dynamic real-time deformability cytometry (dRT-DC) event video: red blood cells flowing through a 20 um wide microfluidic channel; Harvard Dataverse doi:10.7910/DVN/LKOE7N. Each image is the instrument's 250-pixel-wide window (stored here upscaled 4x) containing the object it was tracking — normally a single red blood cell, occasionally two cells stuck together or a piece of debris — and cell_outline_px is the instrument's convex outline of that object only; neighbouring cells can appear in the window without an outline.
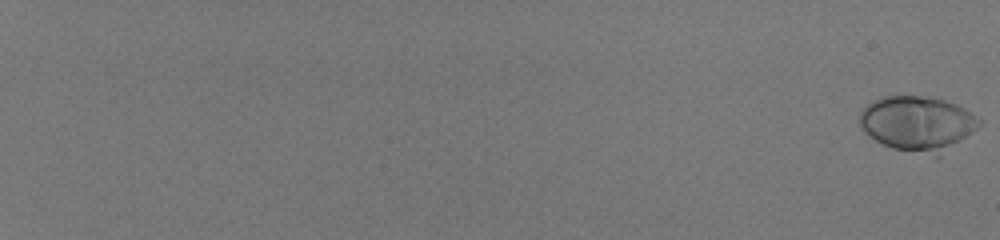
{"species": "human", "species_latin": "Homo sapiens", "temperature_condition": "room temperature", "stored_images_in_passage": 58, "camera_frame_rate_fps": 3000, "um_per_image_px": 0.085, "donor": {"sex": "male"}, "frame": {"image": 1, "passage_image": 1, "time_ms": 0.0, "image_size_px": [1000, 240], "cell_outline_px": [[980, 124], [972, 132], [936, 160], [892, 148], [876, 140], [864, 132], [860, 124], [860, 112], [872, 100], [884, 96], [920, 96], [944, 100], [956, 104], [964, 108], [976, 116], [980, 120]], "centroid_in_image_um": [77.99, 10.55], "position_along_channel_um": 7.0, "area_um2": 38.73}}
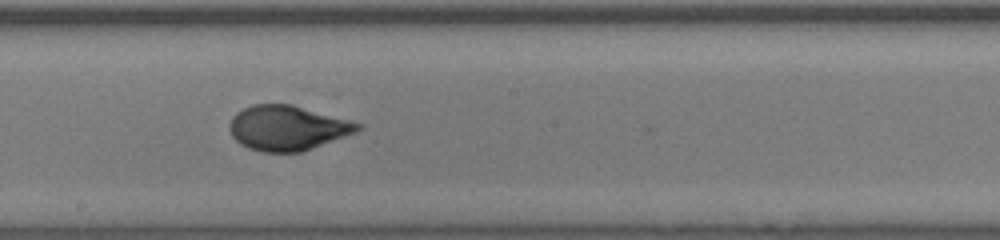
{"frame": {"image": 2, "passage_image": 39, "time_ms": 12.667, "image_size_px": [1000, 240], "cell_outline_px": [[364, 128], [356, 132], [300, 152], [264, 152], [248, 148], [240, 144], [232, 136], [228, 128], [228, 124], [232, 116], [236, 112], [252, 104], [292, 104], [364, 124]], "centroid_in_image_um": [24.41, 10.86], "position_along_channel_um": 223.8, "area_um2": 33.58}}
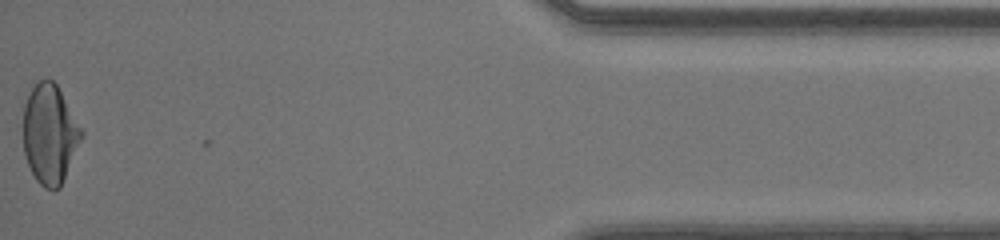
{"frame": {"image": 3, "passage_image": 58, "time_ms": 19.0, "image_size_px": [1000, 240], "cell_outline_px": [[84, 136], [60, 188], [44, 188], [36, 180], [28, 164], [24, 152], [24, 104], [32, 80], [52, 80], [56, 84], [84, 132]], "centroid_in_image_um": [4.23, 11.36], "position_along_channel_um": 431.0, "area_um2": 33.87}, "authors_computed_cell_mechanics": {"area_um2": 34.391, "velocity_mm_per_s": 4.1381, "shape_relaxation_time_tau1_ms": 4.9136, "shape_relaxation_time_tau2_ms": null, "deformation_change_tau1": 0.2163, "deformation_change_tau2": null}}